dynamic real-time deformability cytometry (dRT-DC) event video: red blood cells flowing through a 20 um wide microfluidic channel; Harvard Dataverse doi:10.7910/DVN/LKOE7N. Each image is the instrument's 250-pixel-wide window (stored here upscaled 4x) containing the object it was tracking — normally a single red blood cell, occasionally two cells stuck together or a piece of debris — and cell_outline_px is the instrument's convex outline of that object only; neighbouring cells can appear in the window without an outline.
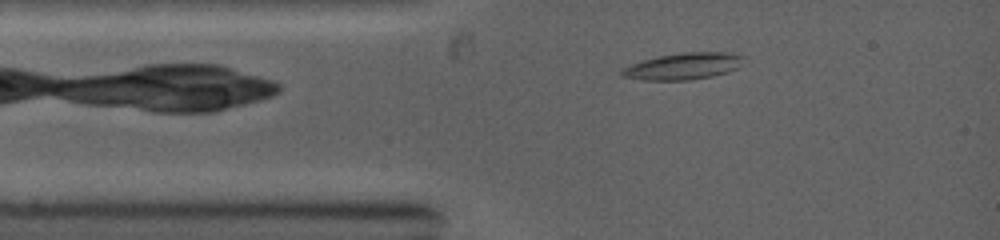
{"species": "common noctule bat (a hibernating species)", "species_latin": "Nyctalus noctula", "temperature_condition": "warm", "stored_images_in_passage": 12, "camera_frame_rate_fps": 5000, "um_per_image_px": 0.085, "animal": {"sex": "female", "body_mass_g": 19.0, "forearm_length_mm": 53.3}, "frame": {"image": 1, "passage_image": 1, "time_ms": 0.0, "image_size_px": [1000, 240], "cell_outline_px": [[744, 56], [740, 68], [728, 72], [712, 76], [688, 80], [644, 80], [620, 76], [620, 68], [644, 60], [660, 56], [684, 52], [732, 52]], "centroid_in_image_um": [58.11, 5.63], "position_along_channel_um": 26.9, "area_um2": 19.02}}
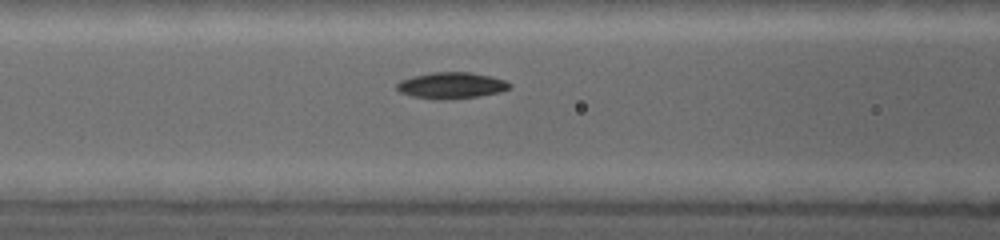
{"frame": {"image": 2, "passage_image": 7, "time_ms": 2.6, "image_size_px": [1000, 240], "cell_outline_px": [[512, 88], [500, 92], [480, 96], [448, 100], [440, 100], [412, 96], [400, 92], [396, 88], [396, 84], [400, 80], [412, 76], [432, 72], [472, 72], [492, 76], [504, 80], [512, 84]], "centroid_in_image_um": [38.39, 7.26], "position_along_channel_um": 128.2, "area_um2": 17.57}}
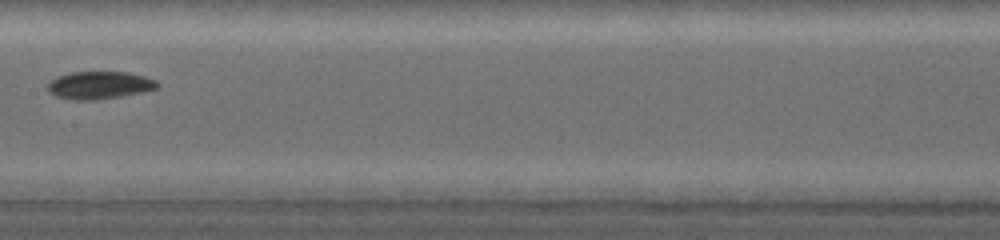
{"frame": {"image": 3, "passage_image": 11, "time_ms": 4.2, "image_size_px": [1000, 240], "cell_outline_px": [[160, 84], [156, 88], [144, 92], [120, 96], [92, 100], [76, 100], [56, 96], [48, 92], [48, 84], [56, 76], [72, 72], [128, 72], [144, 76], [156, 80]], "centroid_in_image_um": [8.46, 7.23], "position_along_channel_um": 198.9, "area_um2": 17.57}}